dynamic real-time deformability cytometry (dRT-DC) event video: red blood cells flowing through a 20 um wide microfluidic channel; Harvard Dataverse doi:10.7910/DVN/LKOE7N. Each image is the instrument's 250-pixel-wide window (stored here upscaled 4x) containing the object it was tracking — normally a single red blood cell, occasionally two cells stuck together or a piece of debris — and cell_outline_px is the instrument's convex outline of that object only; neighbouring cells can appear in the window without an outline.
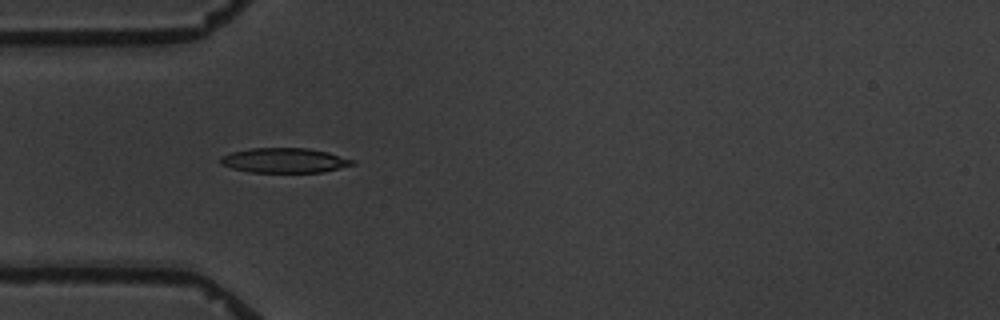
{"species": "common noctule bat (a hibernating species)", "species_latin": "Nyctalus noctula", "temperature_condition": "warm", "stored_images_in_passage": 5, "camera_frame_rate_fps": 3000, "um_per_image_px": 0.085, "animal": {"sex": "male", "body_mass_g": 19.5, "forearm_length_mm": 54.6}, "frame": {"image": 1, "passage_image": 4, "time_ms": 3.667, "image_size_px": [1000, 320], "cell_outline_px": [[356, 164], [324, 172], [252, 172], [232, 168], [220, 164], [220, 156], [232, 152], [252, 148], [308, 148], [328, 152], [356, 160]], "centroid_in_image_um": [24.21, 13.63], "position_along_channel_um": 60.8, "area_um2": 19.13}}
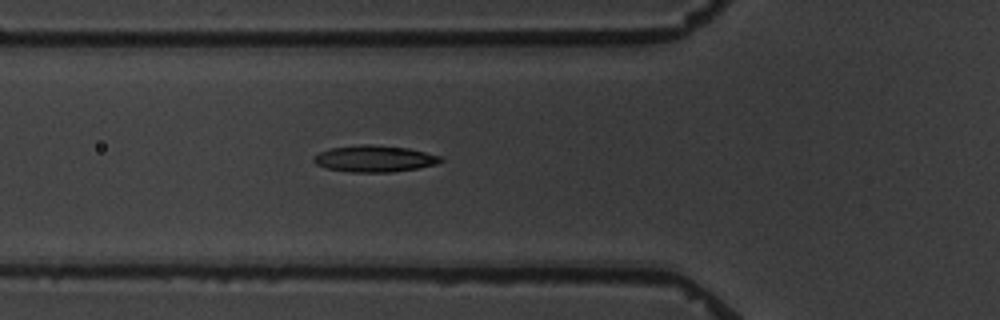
{"frame": {"image": 2, "passage_image": 5, "time_ms": 4.667, "image_size_px": [1000, 320], "cell_outline_px": [[444, 160], [436, 164], [416, 168], [392, 172], [352, 172], [324, 168], [316, 164], [312, 160], [320, 152], [332, 148], [360, 144], [372, 144], [408, 148], [444, 156]], "centroid_in_image_um": [31.86, 13.48], "position_along_channel_um": 93.9, "area_um2": 19.65}}